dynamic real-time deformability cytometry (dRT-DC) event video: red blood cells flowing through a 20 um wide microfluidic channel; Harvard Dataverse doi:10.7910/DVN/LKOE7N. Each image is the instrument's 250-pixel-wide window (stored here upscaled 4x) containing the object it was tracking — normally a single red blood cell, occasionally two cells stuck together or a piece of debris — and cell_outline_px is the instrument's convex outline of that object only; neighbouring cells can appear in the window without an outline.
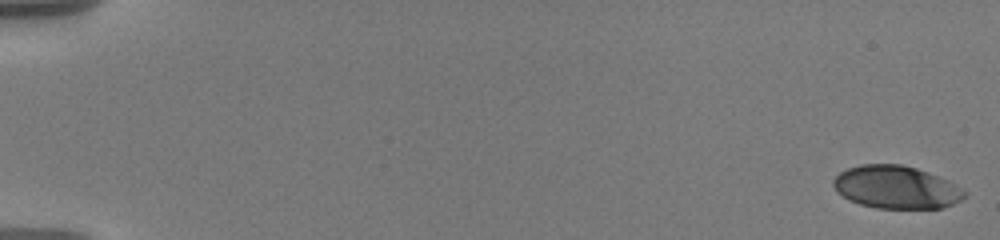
{"species": "human", "species_latin": "Homo sapiens", "temperature_condition": "warm", "stored_images_in_passage": 19, "camera_frame_rate_fps": 3000, "um_per_image_px": 0.085, "donor": {"sex": "male"}, "frame": {"image": 1, "passage_image": 1, "time_ms": 0.0, "image_size_px": [1000, 240], "cell_outline_px": [[968, 192], [960, 200], [952, 204], [940, 208], [876, 208], [860, 204], [848, 200], [836, 192], [832, 184], [832, 180], [840, 172], [848, 168], [860, 164], [900, 164], [916, 168], [928, 172], [948, 180]], "centroid_in_image_um": [76.14, 15.91], "position_along_channel_um": 8.9, "area_um2": 32.77}}
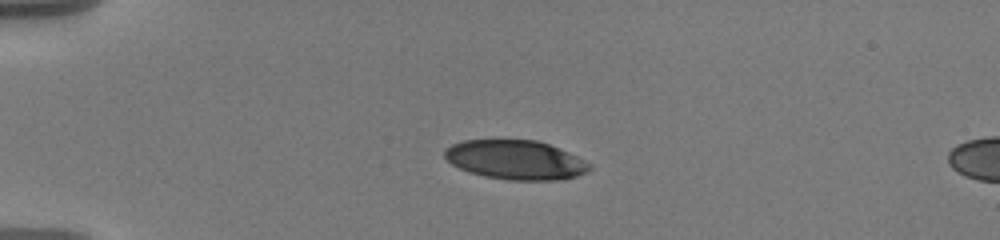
{"frame": {"image": 2, "passage_image": 15, "time_ms": 4.667, "image_size_px": [1000, 240], "cell_outline_px": [[592, 168], [588, 172], [576, 176], [560, 180], [508, 180], [484, 176], [468, 172], [452, 164], [444, 156], [444, 152], [452, 144], [464, 140], [536, 140], [548, 144], [568, 152], [592, 164]], "centroid_in_image_um": [43.85, 13.6], "position_along_channel_um": 41.2, "area_um2": 33.06}}